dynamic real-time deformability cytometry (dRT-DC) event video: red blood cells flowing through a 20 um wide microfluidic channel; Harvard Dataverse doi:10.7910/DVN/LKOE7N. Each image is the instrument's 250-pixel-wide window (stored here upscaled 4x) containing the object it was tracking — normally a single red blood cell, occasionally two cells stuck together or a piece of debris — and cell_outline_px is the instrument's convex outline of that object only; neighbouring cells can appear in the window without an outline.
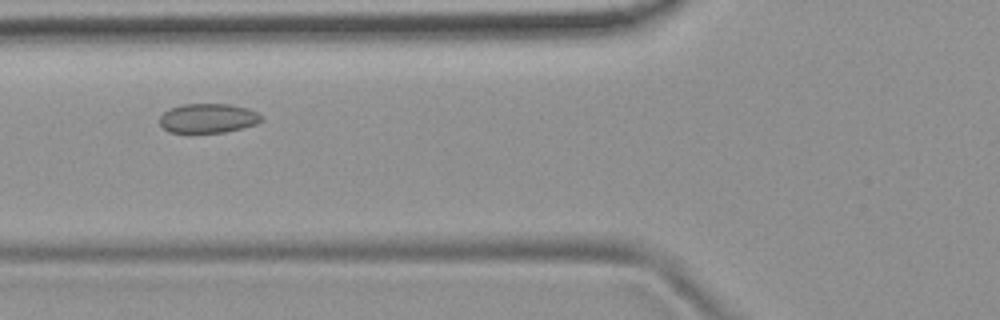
{"species": "common noctule bat (a hibernating species)", "species_latin": "Nyctalus noctula", "temperature_condition": "room temperature", "stored_images_in_passage": 8, "camera_frame_rate_fps": 3000, "um_per_image_px": 0.085, "animal": {"sex": "female", "body_mass_g": 19.9}, "frame": {"image": 1, "passage_image": 4, "time_ms": 1.0, "image_size_px": [1000, 320], "cell_outline_px": [[264, 120], [256, 124], [224, 132], [188, 136], [168, 132], [160, 124], [160, 116], [164, 112], [172, 108], [184, 104], [228, 104], [248, 108], [256, 112]], "centroid_in_image_um": [17.63, 10.1], "position_along_channel_um": 108.2, "area_um2": 17.98}}
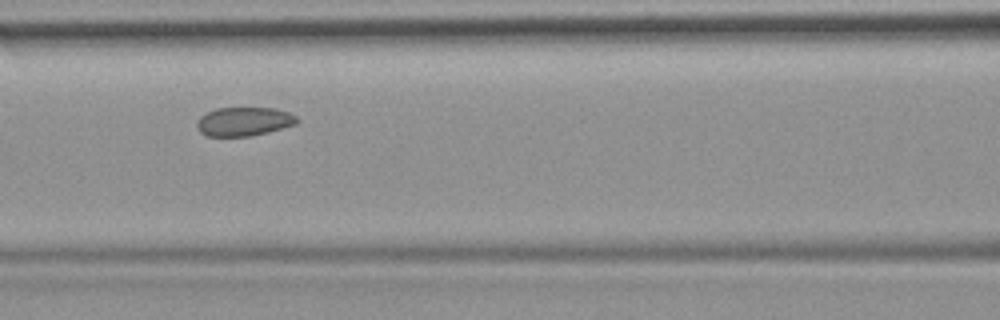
{"frame": {"image": 2, "passage_image": 5, "time_ms": 1.333, "image_size_px": [1000, 320], "cell_outline_px": [[300, 120], [296, 124], [268, 132], [252, 136], [208, 136], [200, 132], [196, 128], [196, 120], [200, 116], [216, 108], [276, 108], [288, 112], [296, 116]], "centroid_in_image_um": [20.73, 10.33], "position_along_channel_um": 145.9, "area_um2": 16.94}}
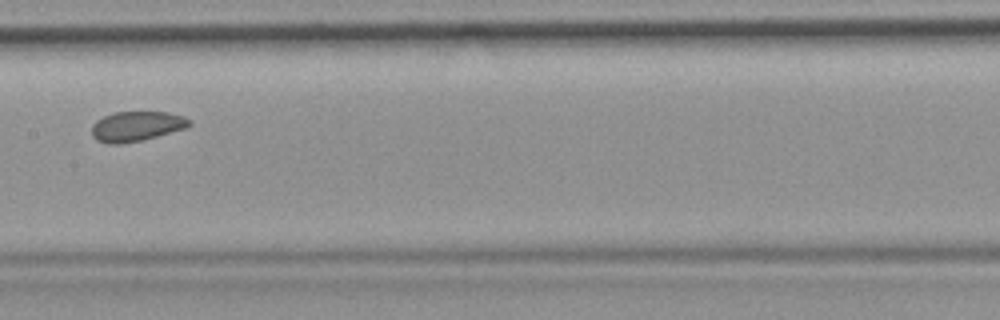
{"frame": {"image": 3, "passage_image": 6, "time_ms": 1.667, "image_size_px": [1000, 320], "cell_outline_px": [[192, 124], [188, 128], [140, 140], [120, 144], [108, 144], [96, 140], [92, 136], [92, 124], [96, 120], [112, 112], [168, 112], [184, 116], [192, 120]], "centroid_in_image_um": [11.62, 10.72], "position_along_channel_um": 195.8, "area_um2": 17.17}}